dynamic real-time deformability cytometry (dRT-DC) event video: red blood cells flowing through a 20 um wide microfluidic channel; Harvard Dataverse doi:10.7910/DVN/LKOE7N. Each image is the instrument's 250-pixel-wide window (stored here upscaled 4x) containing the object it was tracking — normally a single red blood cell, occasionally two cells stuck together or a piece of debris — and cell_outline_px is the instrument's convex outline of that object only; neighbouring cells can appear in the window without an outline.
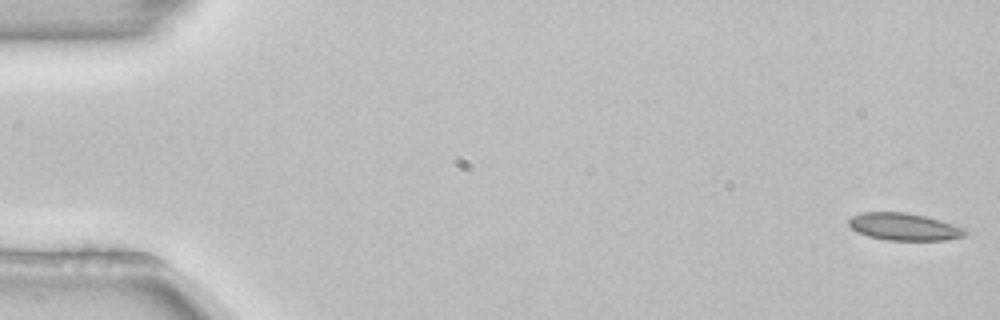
{"species": "common noctule bat (a hibernating species)", "species_latin": "Nyctalus noctula", "temperature_condition": "room temperature", "stored_images_in_passage": 53, "camera_frame_rate_fps": 3000, "um_per_image_px": 0.085, "animal": {"sex": "female", "body_mass_g": 22.7, "forearm_length_mm": 54.2}, "frame": {"image": 1, "passage_image": 1, "time_ms": 0.0, "image_size_px": [1000, 320], "cell_outline_px": [[972, 232], [968, 236], [944, 240], [884, 240], [868, 236], [856, 232], [848, 224], [848, 220], [852, 216], [860, 212], [908, 212], [940, 220], [964, 228]], "centroid_in_image_um": [76.87, 19.28], "position_along_channel_um": 8.1, "area_um2": 18.79}}
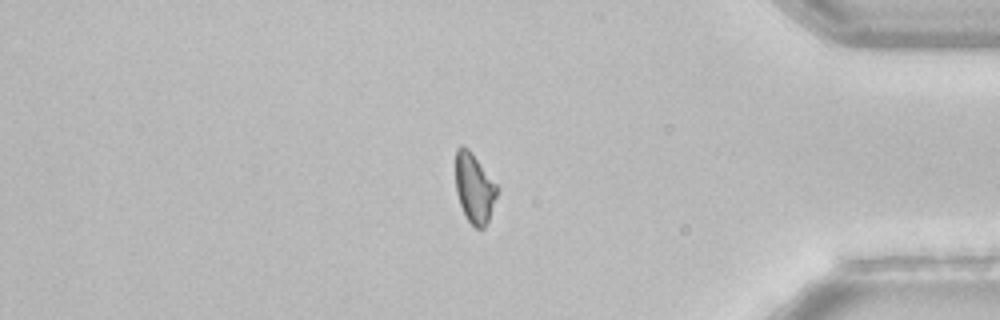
{"frame": {"image": 2, "passage_image": 45, "time_ms": 14.667, "image_size_px": [1000, 320], "cell_outline_px": [[496, 196], [488, 220], [484, 228], [476, 228], [468, 220], [460, 204], [456, 192], [456, 148], [460, 144], [468, 148], [472, 152], [496, 184]], "centroid_in_image_um": [40.29, 15.95], "position_along_channel_um": 394.9, "area_um2": 16.47}}
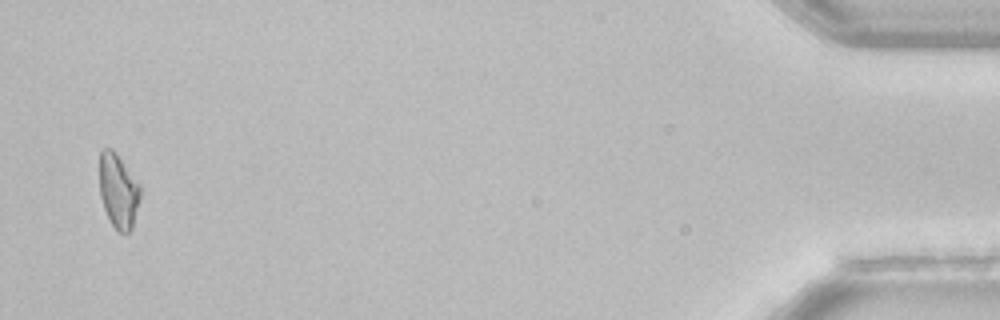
{"frame": {"image": 3, "passage_image": 52, "time_ms": 17.0, "image_size_px": [1000, 320], "cell_outline_px": [[140, 196], [132, 228], [128, 232], [116, 232], [104, 208], [100, 196], [100, 148], [112, 148], [140, 184]], "centroid_in_image_um": [10.05, 16.22], "position_along_channel_um": 425.2, "area_um2": 17.51}}